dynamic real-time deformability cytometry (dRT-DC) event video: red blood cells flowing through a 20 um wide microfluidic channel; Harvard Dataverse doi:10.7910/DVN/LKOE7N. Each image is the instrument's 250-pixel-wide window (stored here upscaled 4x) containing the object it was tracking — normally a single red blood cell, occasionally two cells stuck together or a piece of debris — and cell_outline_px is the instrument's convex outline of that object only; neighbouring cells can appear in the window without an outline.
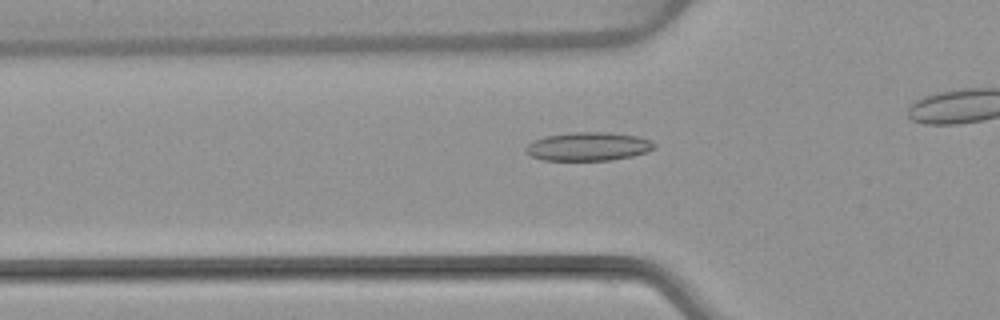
{"species": "common noctule bat (a hibernating species)", "species_latin": "Nyctalus noctula", "temperature_condition": "warm", "stored_images_in_passage": 42, "camera_frame_rate_fps": 3000, "um_per_image_px": 0.085, "animal": {"sex": "female", "body_mass_g": 22.7, "forearm_length_mm": 54.2}, "frame": {"image": 1, "passage_image": 18, "time_ms": 5.667, "image_size_px": [1000, 320], "cell_outline_px": [[656, 148], [632, 156], [608, 160], [544, 160], [532, 156], [524, 152], [524, 148], [528, 144], [544, 136], [572, 132], [604, 132], [636, 136], [652, 140], [656, 144]], "centroid_in_image_um": [49.99, 12.45], "position_along_channel_um": 75.8, "area_um2": 21.27}}
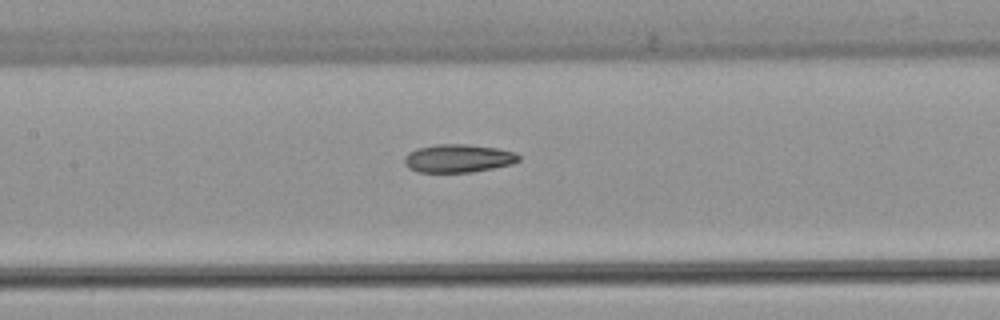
{"frame": {"image": 2, "passage_image": 25, "time_ms": 8.0, "image_size_px": [1000, 320], "cell_outline_px": [[520, 160], [512, 164], [472, 172], [416, 172], [408, 168], [404, 164], [404, 156], [408, 152], [416, 148], [436, 144], [464, 144], [496, 148], [516, 152], [520, 156]], "centroid_in_image_um": [38.91, 13.46], "position_along_channel_um": 168.5, "area_um2": 18.9}}
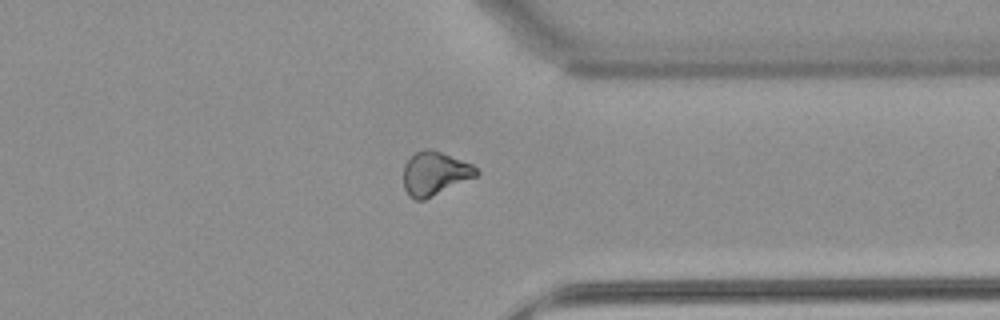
{"frame": {"image": 3, "passage_image": 41, "time_ms": 13.333, "image_size_px": [1000, 320], "cell_outline_px": [[480, 172], [476, 176], [424, 200], [416, 200], [408, 196], [404, 188], [404, 164], [416, 152], [424, 148], [432, 148], [472, 164]], "centroid_in_image_um": [36.94, 14.73], "position_along_channel_um": 374.5, "area_um2": 18.5}}